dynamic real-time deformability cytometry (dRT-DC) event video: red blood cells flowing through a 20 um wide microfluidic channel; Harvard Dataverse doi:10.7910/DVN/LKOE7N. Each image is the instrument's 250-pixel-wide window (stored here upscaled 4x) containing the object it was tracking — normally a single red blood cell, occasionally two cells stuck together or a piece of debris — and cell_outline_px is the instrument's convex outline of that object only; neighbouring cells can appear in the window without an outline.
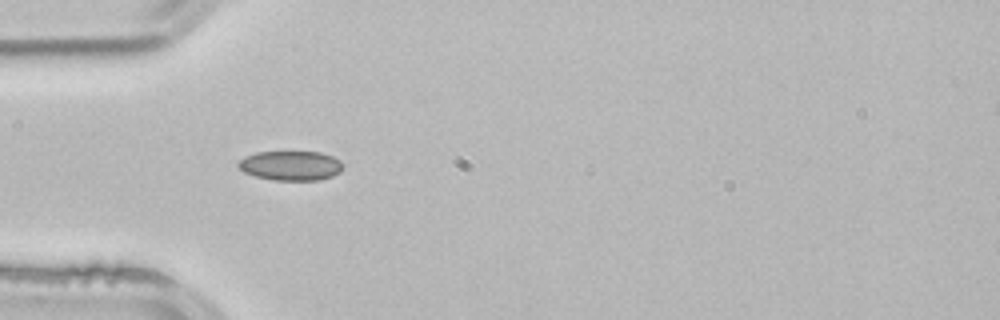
{"species": "common noctule bat (a hibernating species)", "species_latin": "Nyctalus noctula", "temperature_condition": "room temperature", "stored_images_in_passage": 51, "camera_frame_rate_fps": 3000, "um_per_image_px": 0.085, "animal": {"sex": "male", "body_mass_g": 21.5, "forearm_length_mm": 52.0}, "frame": {"image": 1, "passage_image": 15, "time_ms": 4.667, "image_size_px": [1000, 320], "cell_outline_px": [[344, 168], [340, 172], [332, 176], [320, 180], [272, 180], [256, 176], [244, 172], [236, 164], [244, 156], [256, 152], [320, 152], [332, 156], [340, 160], [344, 164]], "centroid_in_image_um": [24.73, 14.08], "position_along_channel_um": 60.3, "area_um2": 18.15}, "authors_computed_cell_mechanics": {"area_um2": 17.1666, "velocity_mm_per_s": 3.8938, "shape_relaxation_time_tau1_ms": null, "shape_relaxation_time_tau2_ms": 4.891, "deformation_change_tau1": null, "deformation_change_tau2": 0.0657}}